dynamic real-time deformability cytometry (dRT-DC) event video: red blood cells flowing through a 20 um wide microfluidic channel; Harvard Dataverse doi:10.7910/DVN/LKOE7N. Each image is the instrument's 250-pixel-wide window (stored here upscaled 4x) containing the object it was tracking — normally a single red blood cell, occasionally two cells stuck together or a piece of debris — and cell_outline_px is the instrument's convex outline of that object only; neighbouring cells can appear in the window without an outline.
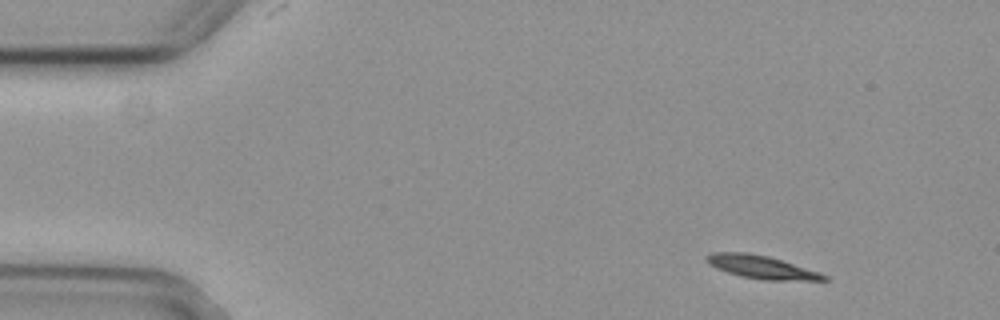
{"species": "common noctule bat (a hibernating species)", "species_latin": "Nyctalus noctula", "temperature_condition": "cold", "stored_images_in_passage": 7, "camera_frame_rate_fps": 3000, "um_per_image_px": 0.085, "animal": {"sex": "female", "body_mass_g": 29.2, "forearm_length_mm": 56.3}, "frame": {"image": 1, "passage_image": 1, "time_ms": 0.0, "image_size_px": [1000, 320], "cell_outline_px": [[828, 280], [764, 280], [740, 276], [716, 268], [708, 264], [704, 260], [704, 256], [712, 252], [748, 252], [768, 256], [820, 272], [828, 276]], "centroid_in_image_um": [64.67, 22.69], "position_along_channel_um": 20.3, "area_um2": 15.84}}
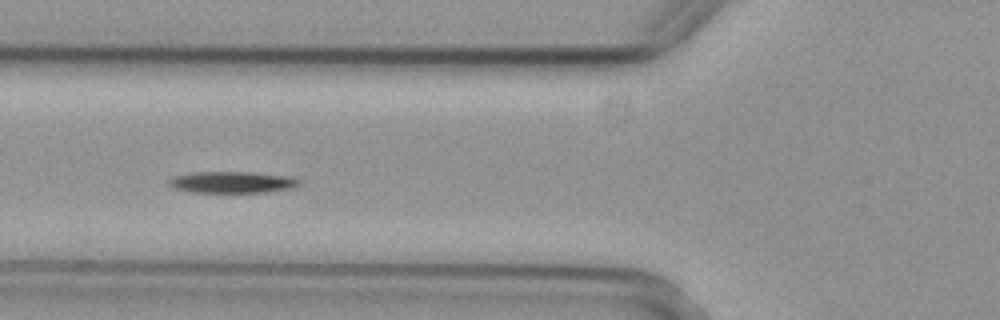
{"frame": {"image": 2, "passage_image": 5, "time_ms": 1.333, "image_size_px": [1000, 320], "cell_outline_px": [[300, 184], [292, 188], [268, 192], [192, 192], [172, 188], [168, 184], [168, 180], [172, 176], [192, 172], [252, 172], [288, 176], [300, 180]], "centroid_in_image_um": [19.69, 15.48], "position_along_channel_um": 106.1, "area_um2": 16.42}}
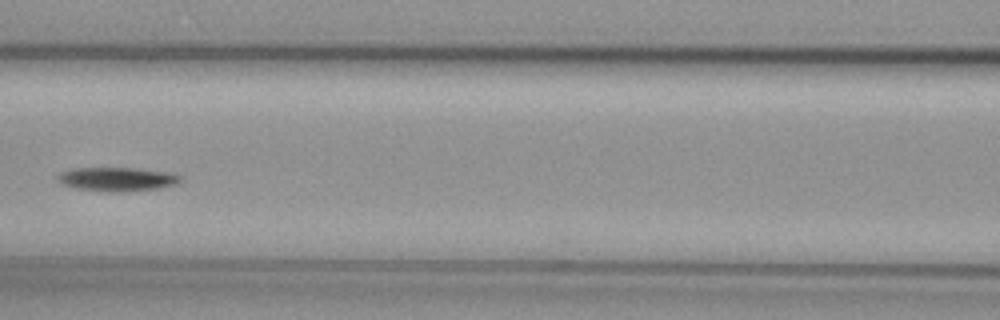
{"frame": {"image": 3, "passage_image": 6, "time_ms": 1.667, "image_size_px": [1000, 320], "cell_outline_px": [[184, 176], [176, 184], [160, 188], [120, 192], [108, 192], [76, 188], [60, 184], [56, 180], [56, 176], [72, 168], [132, 168], [176, 172]], "centroid_in_image_um": [10.0, 15.23], "position_along_channel_um": 156.6, "area_um2": 17.34}}